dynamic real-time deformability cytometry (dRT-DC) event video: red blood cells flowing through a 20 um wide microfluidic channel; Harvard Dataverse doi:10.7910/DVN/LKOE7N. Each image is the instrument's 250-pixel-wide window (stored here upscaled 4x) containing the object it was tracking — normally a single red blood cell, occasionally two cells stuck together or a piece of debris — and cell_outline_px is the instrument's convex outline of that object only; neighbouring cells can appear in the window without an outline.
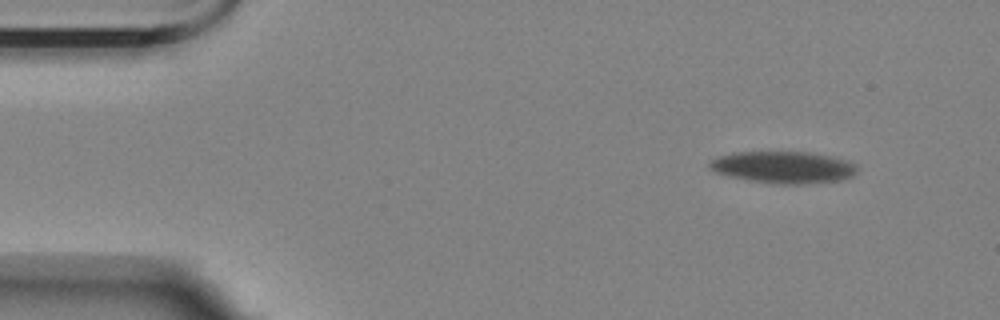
{"species": "Egyptian fruit bat (a non-hibernating species)", "species_latin": "Rousettus aegyptiacus", "temperature_condition": "room temperature", "stored_images_in_passage": 5, "camera_frame_rate_fps": 3000, "um_per_image_px": 0.085, "animal": {"sex": "female"}, "frame": {"image": 1, "passage_image": 1, "time_ms": 0.0, "image_size_px": [1000, 320], "cell_outline_px": [[856, 172], [852, 176], [840, 180], [800, 184], [780, 184], [752, 180], [728, 176], [716, 172], [708, 168], [708, 164], [712, 160], [720, 156], [732, 152], [808, 152], [832, 156], [848, 160], [856, 164]], "centroid_in_image_um": [66.6, 14.21], "position_along_channel_um": 18.4, "area_um2": 27.28}}
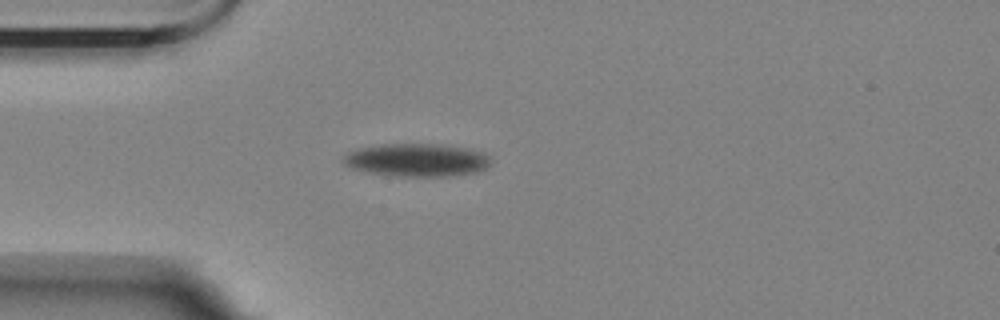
{"frame": {"image": 2, "passage_image": 4, "time_ms": 3.333, "image_size_px": [1000, 320], "cell_outline_px": [[492, 164], [476, 172], [448, 176], [388, 176], [368, 172], [352, 168], [344, 164], [340, 160], [348, 152], [360, 148], [380, 144], [440, 144], [468, 148], [484, 152], [492, 160]], "centroid_in_image_um": [35.43, 13.6], "position_along_channel_um": 49.6, "area_um2": 28.55}}